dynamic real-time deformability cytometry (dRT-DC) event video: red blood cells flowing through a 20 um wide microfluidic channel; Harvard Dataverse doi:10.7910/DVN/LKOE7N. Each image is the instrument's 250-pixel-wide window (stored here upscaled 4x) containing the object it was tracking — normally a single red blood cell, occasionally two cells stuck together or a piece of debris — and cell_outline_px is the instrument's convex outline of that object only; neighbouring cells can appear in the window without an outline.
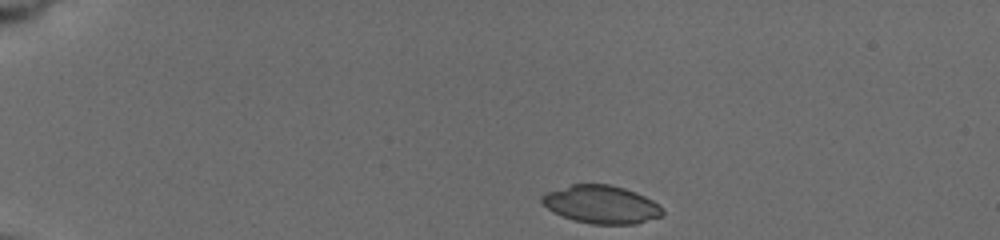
{"species": "common noctule bat (a hibernating species)", "species_latin": "Nyctalus noctula", "temperature_condition": "cold", "stored_images_in_passage": 7, "camera_frame_rate_fps": 3000, "um_per_image_px": 0.085, "animal": {"sex": "female", "body_mass_g": 19.5, "forearm_length_mm": 54.1}, "frame": {"image": 1, "passage_image": 1, "time_ms": 0.0, "image_size_px": [1000, 240], "cell_outline_px": [[664, 212], [660, 216], [636, 224], [592, 224], [576, 220], [552, 212], [540, 200], [540, 196], [548, 192], [572, 184], [608, 184], [624, 188], [636, 192], [652, 200]], "centroid_in_image_um": [51.09, 17.37], "position_along_channel_um": 33.9, "area_um2": 26.36}}
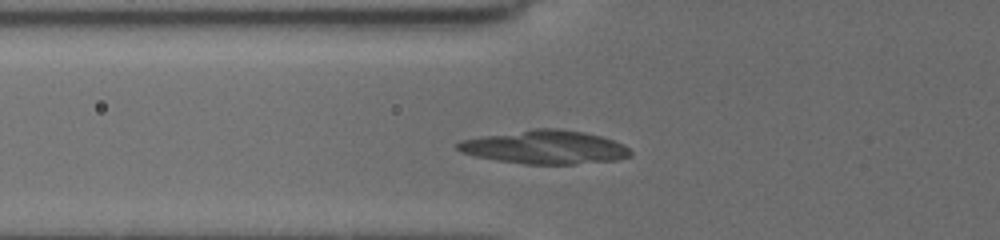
{"frame": {"image": 2, "passage_image": 6, "time_ms": 3.333, "image_size_px": [1000, 240], "cell_outline_px": [[632, 156], [620, 160], [576, 164], [524, 164], [496, 160], [476, 156], [460, 152], [456, 148], [456, 144], [464, 140], [480, 136], [532, 128], [556, 128], [584, 132], [600, 136], [624, 144], [632, 152]], "centroid_in_image_um": [46.35, 12.51], "position_along_channel_um": 79.5, "area_um2": 33.99}}